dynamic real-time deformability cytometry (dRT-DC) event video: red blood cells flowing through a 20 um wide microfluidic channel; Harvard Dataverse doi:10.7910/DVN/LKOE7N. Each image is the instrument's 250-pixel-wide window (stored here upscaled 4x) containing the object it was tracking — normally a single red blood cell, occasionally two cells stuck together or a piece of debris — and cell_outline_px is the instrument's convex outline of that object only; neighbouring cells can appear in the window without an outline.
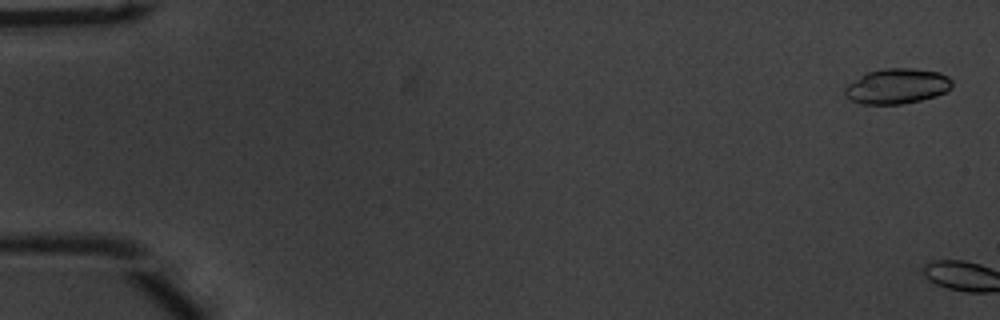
{"species": "common noctule bat (a hibernating species)", "species_latin": "Nyctalus noctula", "temperature_condition": "warm", "stored_images_in_passage": 5, "camera_frame_rate_fps": 3000, "um_per_image_px": 0.085, "animal": {"sex": "male", "body_mass_g": 20.1, "forearm_length_mm": 53.5}, "frame": {"image": 1, "passage_image": 2, "time_ms": 0.333, "image_size_px": [1000, 320], "cell_outline_px": [[952, 88], [936, 96], [920, 100], [900, 104], [864, 104], [852, 100], [844, 92], [844, 88], [848, 84], [868, 72], [884, 68], [912, 68], [940, 72], [948, 76], [952, 80]], "centroid_in_image_um": [76.29, 7.32], "position_along_channel_um": 8.7, "area_um2": 21.85}}